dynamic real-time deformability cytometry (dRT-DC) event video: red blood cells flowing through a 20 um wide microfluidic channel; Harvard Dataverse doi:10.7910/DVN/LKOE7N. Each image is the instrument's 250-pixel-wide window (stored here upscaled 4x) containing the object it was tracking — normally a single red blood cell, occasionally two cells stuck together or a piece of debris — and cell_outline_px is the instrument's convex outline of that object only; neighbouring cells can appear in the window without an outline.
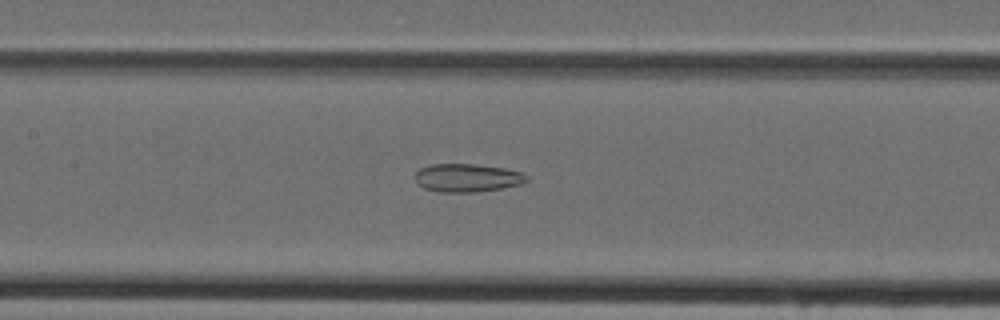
{"species": "Egyptian fruit bat (a non-hibernating species)", "species_latin": "Rousettus aegyptiacus", "temperature_condition": "cold", "stored_images_in_passage": 35, "camera_frame_rate_fps": 3000, "um_per_image_px": 0.085, "animal": {"sex": "female"}, "frame": {"image": 1, "passage_image": 10, "time_ms": 3.0, "image_size_px": [1000, 320], "cell_outline_px": [[528, 180], [520, 184], [500, 188], [476, 192], [440, 192], [424, 188], [416, 180], [416, 172], [420, 168], [432, 164], [472, 164], [504, 168], [524, 172], [528, 176]], "centroid_in_image_um": [39.74, 15.11], "position_along_channel_um": 167.7, "area_um2": 18.21}}
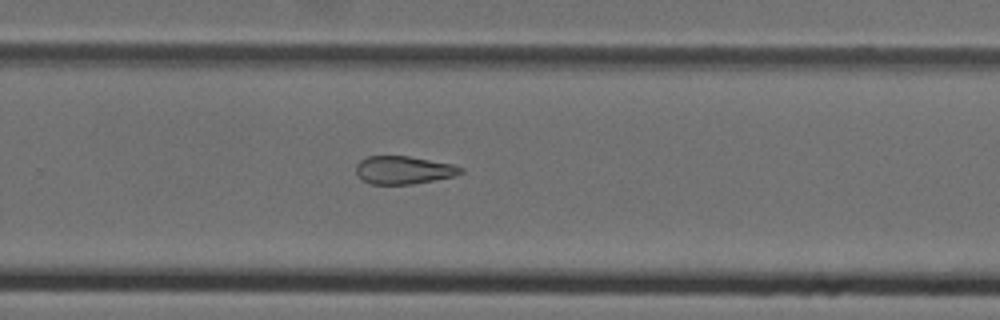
{"frame": {"image": 2, "passage_image": 19, "time_ms": 6.0, "image_size_px": [1000, 320], "cell_outline_px": [[464, 172], [456, 176], [436, 180], [412, 184], [372, 184], [364, 180], [356, 172], [356, 164], [360, 160], [368, 156], [408, 156], [452, 164], [464, 168]], "centroid_in_image_um": [34.35, 14.45], "position_along_channel_um": 295.5, "area_um2": 17.05}}
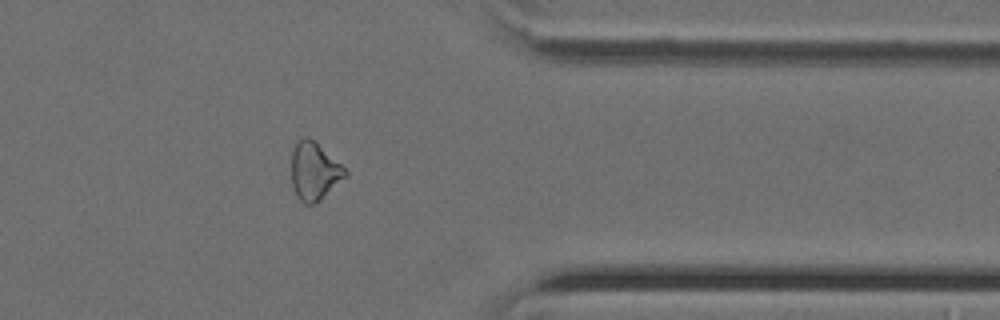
{"frame": {"image": 3, "passage_image": 26, "time_ms": 8.333, "image_size_px": [1000, 320], "cell_outline_px": [[348, 176], [316, 204], [304, 204], [296, 196], [292, 184], [292, 152], [296, 144], [304, 136], [308, 136], [316, 140], [348, 172]], "centroid_in_image_um": [26.73, 14.56], "position_along_channel_um": 384.7, "area_um2": 18.32}}